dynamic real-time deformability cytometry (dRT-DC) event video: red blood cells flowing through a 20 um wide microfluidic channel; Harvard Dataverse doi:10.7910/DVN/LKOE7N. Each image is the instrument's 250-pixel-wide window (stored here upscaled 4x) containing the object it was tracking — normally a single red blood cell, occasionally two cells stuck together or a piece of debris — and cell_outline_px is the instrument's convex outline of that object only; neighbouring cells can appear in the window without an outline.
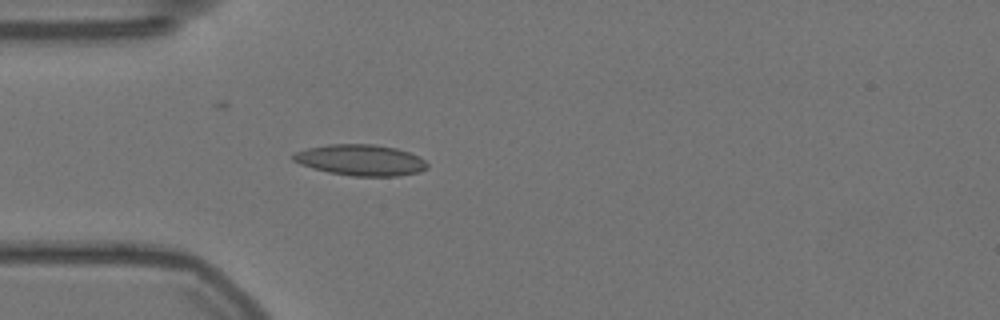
{"species": "Egyptian fruit bat (a non-hibernating species)", "species_latin": "Rousettus aegyptiacus", "temperature_condition": "warm", "stored_images_in_passage": 36, "camera_frame_rate_fps": 3000, "um_per_image_px": 0.085, "animal": {"sex": "female"}, "frame": {"image": 1, "passage_image": 1, "time_ms": 0.0, "image_size_px": [1000, 320], "cell_outline_px": [[428, 168], [420, 172], [400, 176], [352, 176], [328, 172], [312, 168], [300, 164], [292, 160], [292, 156], [296, 152], [308, 148], [328, 144], [372, 144], [396, 148], [408, 152], [424, 160], [428, 164]], "centroid_in_image_um": [30.65, 13.61], "position_along_channel_um": 54.3, "area_um2": 24.22}}
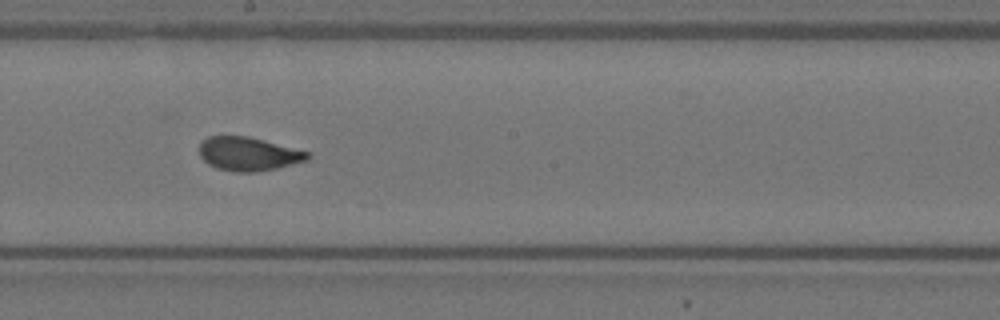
{"frame": {"image": 2, "passage_image": 16, "time_ms": 5.0, "image_size_px": [1000, 320], "cell_outline_px": [[312, 156], [308, 160], [276, 168], [256, 172], [236, 172], [216, 168], [208, 164], [200, 156], [200, 144], [208, 136], [248, 136], [312, 152]], "centroid_in_image_um": [21.16, 13.08], "position_along_channel_um": 227.0, "area_um2": 21.33}}
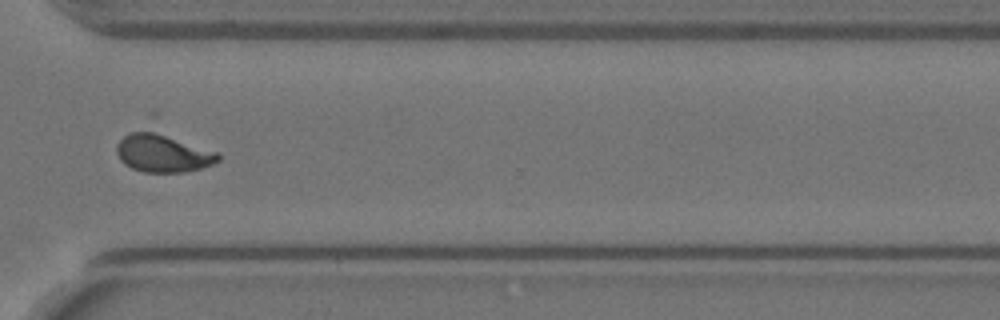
{"frame": {"image": 3, "passage_image": 27, "time_ms": 8.667, "image_size_px": [1000, 320], "cell_outline_px": [[220, 160], [212, 164], [200, 168], [184, 172], [144, 172], [132, 168], [124, 164], [120, 160], [116, 152], [116, 144], [124, 136], [132, 132], [152, 132], [220, 152]], "centroid_in_image_um": [13.84, 13.05], "position_along_channel_um": 356.8, "area_um2": 21.96}, "authors_computed_cell_mechanics": {"area_um2": 21.3282, "velocity_mm_per_s": 3.5539, "shape_relaxation_time_tau1_ms": 4.9054, "shape_relaxation_time_tau2_ms": 1.0234, "deformation_change_tau1": 0.1667, "deformation_change_tau2": 0.0729}}